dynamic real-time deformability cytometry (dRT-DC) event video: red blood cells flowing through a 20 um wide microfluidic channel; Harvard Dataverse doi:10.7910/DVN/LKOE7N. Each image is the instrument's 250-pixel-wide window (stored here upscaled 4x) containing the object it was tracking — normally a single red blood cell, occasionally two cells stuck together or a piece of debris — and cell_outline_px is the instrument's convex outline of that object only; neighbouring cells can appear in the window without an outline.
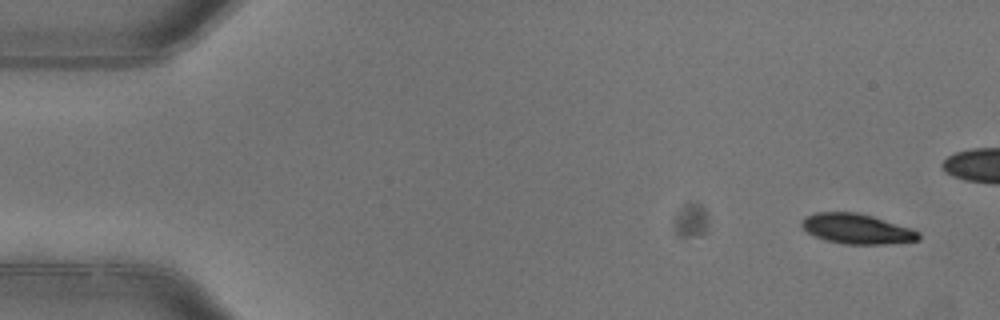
{"species": "common noctule bat (a hibernating species)", "species_latin": "Nyctalus noctula", "temperature_condition": "warm", "stored_images_in_passage": 5, "camera_frame_rate_fps": 3000, "um_per_image_px": 0.085, "animal": {"sex": "female"}, "frame": {"image": 1, "passage_image": 1, "time_ms": 0.0, "image_size_px": [1000, 320], "cell_outline_px": [[920, 240], [884, 244], [844, 244], [828, 240], [816, 236], [808, 232], [800, 224], [804, 216], [816, 212], [856, 212], [872, 216], [912, 228], [920, 232]], "centroid_in_image_um": [72.85, 19.44], "position_along_channel_um": 12.2, "area_um2": 20.4}}